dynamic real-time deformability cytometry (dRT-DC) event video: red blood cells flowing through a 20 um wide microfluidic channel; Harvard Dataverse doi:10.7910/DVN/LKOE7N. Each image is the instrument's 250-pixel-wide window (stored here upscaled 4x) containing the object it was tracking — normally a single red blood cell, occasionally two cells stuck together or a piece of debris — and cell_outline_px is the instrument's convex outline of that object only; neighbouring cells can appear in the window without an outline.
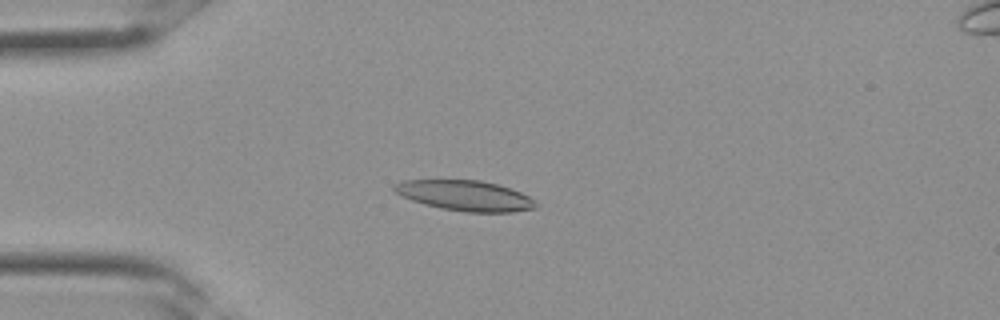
{"species": "Egyptian fruit bat (a non-hibernating species)", "species_latin": "Rousettus aegyptiacus", "temperature_condition": "room temperature", "stored_images_in_passage": 32, "camera_frame_rate_fps": 3000, "um_per_image_px": 0.085, "frame": {"image": 1, "passage_image": 8, "time_ms": 2.333, "image_size_px": [1000, 320], "cell_outline_px": [[536, 208], [512, 212], [468, 212], [440, 208], [424, 204], [400, 196], [392, 188], [392, 184], [404, 180], [480, 180], [496, 184], [520, 192], [528, 196], [536, 204]], "centroid_in_image_um": [39.48, 16.62], "position_along_channel_um": 45.5, "area_um2": 24.85}}
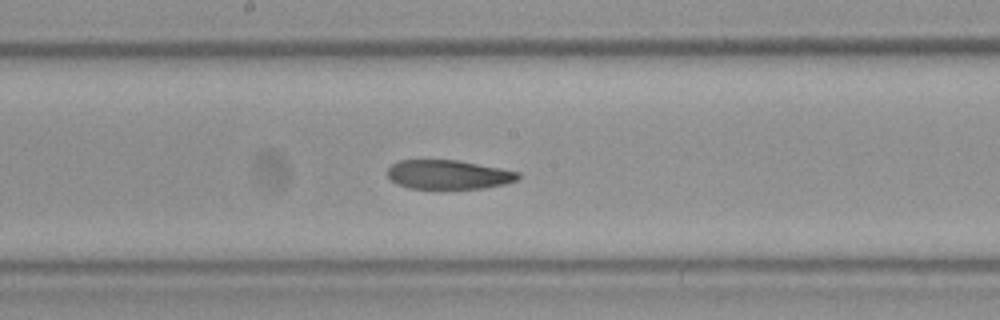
{"frame": {"image": 2, "passage_image": 17, "time_ms": 5.333, "image_size_px": [1000, 320], "cell_outline_px": [[520, 176], [516, 180], [504, 184], [484, 188], [408, 188], [396, 184], [388, 180], [384, 172], [392, 164], [400, 160], [460, 160], [520, 172]], "centroid_in_image_um": [38.05, 14.83], "position_along_channel_um": 210.2, "area_um2": 22.37}}
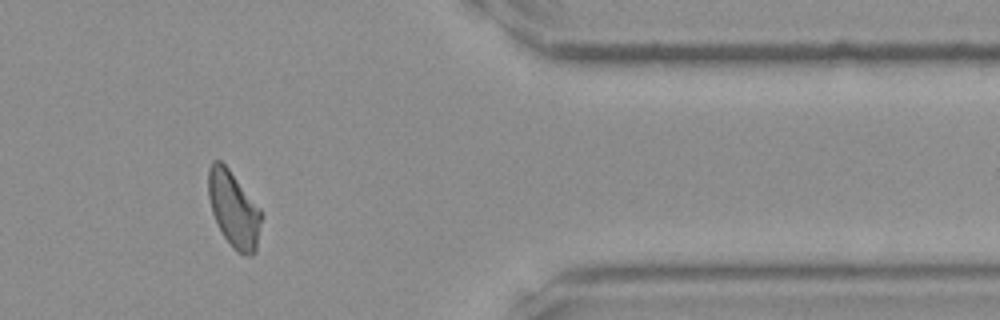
{"frame": {"image": 3, "passage_image": 27, "time_ms": 8.667, "image_size_px": [1000, 320], "cell_outline_px": [[264, 216], [256, 252], [252, 256], [244, 256], [236, 252], [232, 248], [224, 236], [212, 212], [208, 196], [208, 168], [212, 160], [220, 160], [228, 168], [260, 208]], "centroid_in_image_um": [19.9, 17.83], "position_along_channel_um": 391.5, "area_um2": 23.81}}